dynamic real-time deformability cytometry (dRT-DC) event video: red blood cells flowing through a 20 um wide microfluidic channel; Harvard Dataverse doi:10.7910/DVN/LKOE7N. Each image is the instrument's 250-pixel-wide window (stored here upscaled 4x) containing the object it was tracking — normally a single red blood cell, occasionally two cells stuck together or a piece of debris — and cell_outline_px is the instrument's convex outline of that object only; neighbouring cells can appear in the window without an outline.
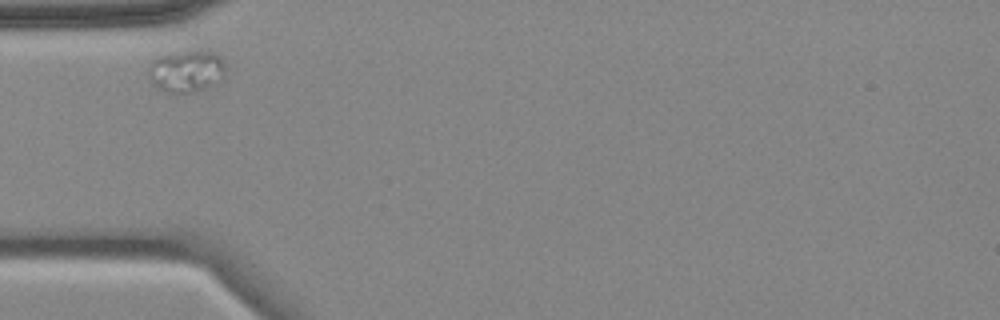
{"species": "common noctule bat (a hibernating species)", "species_latin": "Nyctalus noctula", "temperature_condition": "cold", "stored_images_in_passage": 2, "camera_frame_rate_fps": 3000, "um_per_image_px": 0.085, "animal": {"sex": "female", "body_mass_g": 18.4}, "frame": {"image": 1, "passage_image": 1, "time_ms": 0.0, "image_size_px": [1000, 320], "cell_outline_px": [[224, 76], [204, 88], [192, 92], [168, 92], [152, 84], [148, 76], [148, 64], [152, 60], [160, 56], [180, 52], [216, 52], [220, 56], [224, 64]], "centroid_in_image_um": [15.79, 6.04], "position_along_channel_um": 69.2, "area_um2": 18.32}}
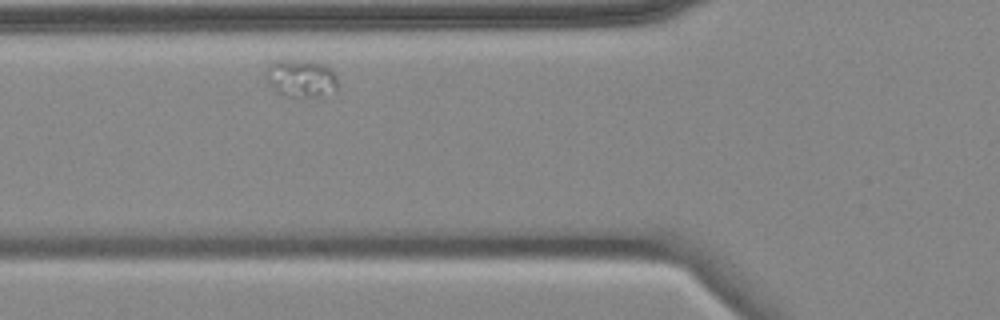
{"frame": {"image": 2, "passage_image": 2, "time_ms": 1.0, "image_size_px": [1000, 320], "cell_outline_px": [[336, 92], [320, 96], [300, 100], [276, 92], [264, 76], [264, 72], [268, 64], [272, 60], [312, 60], [324, 64], [332, 68], [336, 76]], "centroid_in_image_um": [25.58, 6.67], "position_along_channel_um": 100.2, "area_um2": 16.59}}